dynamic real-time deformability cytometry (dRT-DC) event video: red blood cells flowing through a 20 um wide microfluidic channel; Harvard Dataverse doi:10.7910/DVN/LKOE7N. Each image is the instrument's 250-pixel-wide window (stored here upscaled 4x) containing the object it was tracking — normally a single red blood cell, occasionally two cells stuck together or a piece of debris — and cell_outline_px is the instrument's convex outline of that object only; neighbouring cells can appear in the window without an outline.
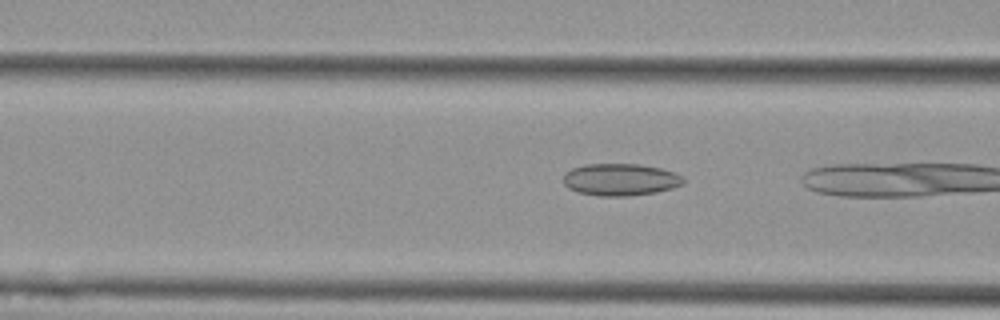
{"species": "Egyptian fruit bat (a non-hibernating species)", "species_latin": "Rousettus aegyptiacus", "temperature_condition": "cold", "stored_images_in_passage": 6, "camera_frame_rate_fps": 3000, "um_per_image_px": 0.085, "animal": {"sex": "female"}, "frame": {"image": 1, "passage_image": 4, "time_ms": 1.0, "image_size_px": [1000, 320], "cell_outline_px": [[684, 184], [672, 188], [656, 192], [628, 196], [600, 196], [576, 192], [568, 188], [564, 184], [564, 176], [572, 168], [584, 164], [640, 164], [660, 168], [676, 172], [684, 180]], "centroid_in_image_um": [52.74, 15.27], "position_along_channel_um": 113.9, "area_um2": 22.48}}